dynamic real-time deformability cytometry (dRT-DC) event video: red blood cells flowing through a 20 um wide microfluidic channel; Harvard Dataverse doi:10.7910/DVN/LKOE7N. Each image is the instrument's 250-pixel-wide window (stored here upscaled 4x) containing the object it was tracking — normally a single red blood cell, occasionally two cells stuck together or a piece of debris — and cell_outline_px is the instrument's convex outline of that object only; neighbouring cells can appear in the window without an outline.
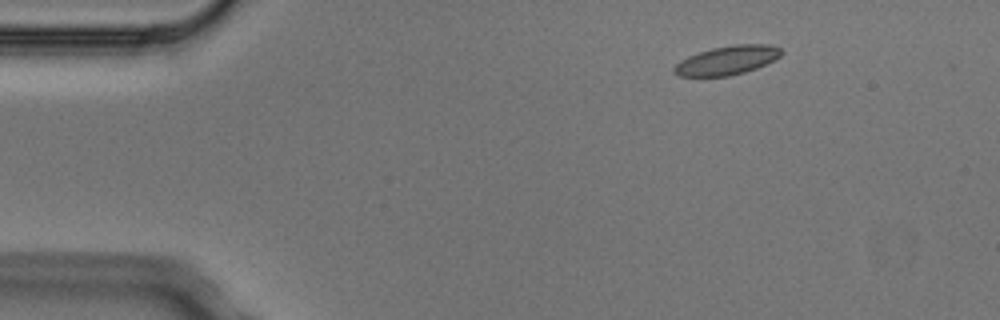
{"species": "Egyptian fruit bat (a non-hibernating species)", "species_latin": "Rousettus aegyptiacus", "temperature_condition": "cold", "stored_images_in_passage": 3, "camera_frame_rate_fps": 3000, "um_per_image_px": 0.085, "animal": {"sex": "male"}, "frame": {"image": 1, "passage_image": 1, "time_ms": 0.0, "image_size_px": [1000, 320], "cell_outline_px": [[780, 56], [756, 68], [744, 72], [728, 76], [676, 76], [672, 72], [672, 68], [680, 60], [688, 56], [712, 48], [736, 44], [768, 44], [780, 48]], "centroid_in_image_um": [61.74, 5.13], "position_along_channel_um": 23.3, "area_um2": 17.86}}